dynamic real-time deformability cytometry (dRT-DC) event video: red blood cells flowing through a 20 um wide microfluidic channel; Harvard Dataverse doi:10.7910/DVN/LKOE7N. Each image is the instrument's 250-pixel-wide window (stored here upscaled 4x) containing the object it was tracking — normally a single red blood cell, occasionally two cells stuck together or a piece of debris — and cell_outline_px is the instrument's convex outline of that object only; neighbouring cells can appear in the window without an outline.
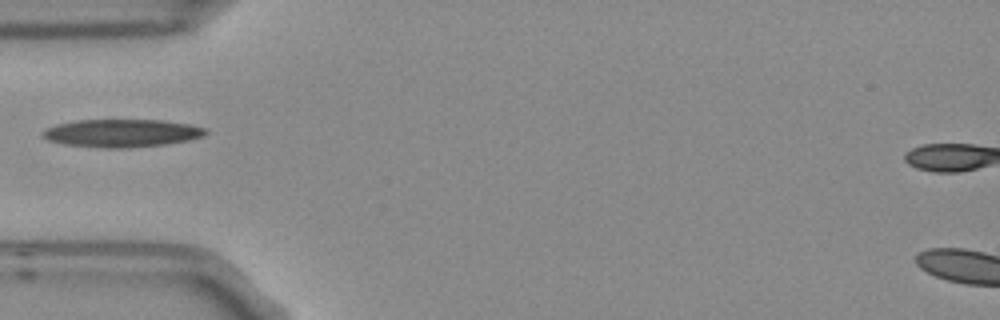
{"species": "Egyptian fruit bat (a non-hibernating species)", "species_latin": "Rousettus aegyptiacus", "temperature_condition": "room temperature", "stored_images_in_passage": 6, "camera_frame_rate_fps": 3000, "um_per_image_px": 0.085, "frame": {"image": 1, "passage_image": 5, "time_ms": 1.333, "image_size_px": [1000, 320], "cell_outline_px": [[208, 132], [204, 136], [188, 140], [164, 144], [124, 148], [108, 148], [64, 144], [48, 140], [40, 136], [40, 132], [44, 128], [56, 124], [76, 120], [164, 120], [192, 124], [208, 128]], "centroid_in_image_um": [10.34, 11.3], "position_along_channel_um": 74.7, "area_um2": 26.7}}
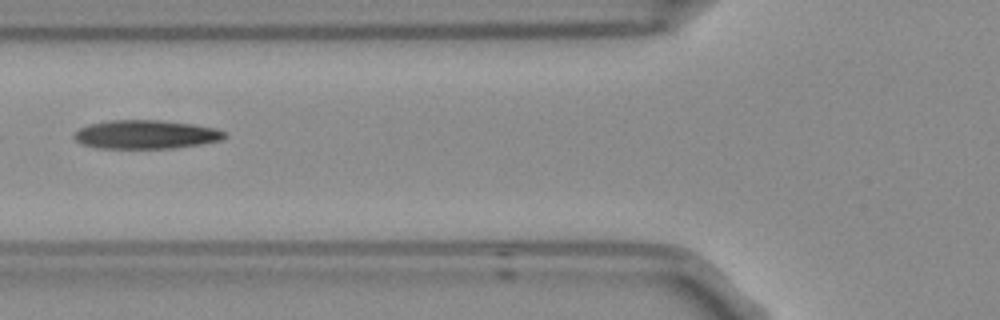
{"frame": {"image": 2, "passage_image": 6, "time_ms": 1.667, "image_size_px": [1000, 320], "cell_outline_px": [[228, 136], [224, 140], [200, 144], [172, 148], [96, 148], [80, 144], [72, 136], [80, 128], [88, 124], [108, 120], [160, 120], [192, 124], [216, 128], [228, 132]], "centroid_in_image_um": [12.42, 11.43], "position_along_channel_um": 113.4, "area_um2": 25.43}}